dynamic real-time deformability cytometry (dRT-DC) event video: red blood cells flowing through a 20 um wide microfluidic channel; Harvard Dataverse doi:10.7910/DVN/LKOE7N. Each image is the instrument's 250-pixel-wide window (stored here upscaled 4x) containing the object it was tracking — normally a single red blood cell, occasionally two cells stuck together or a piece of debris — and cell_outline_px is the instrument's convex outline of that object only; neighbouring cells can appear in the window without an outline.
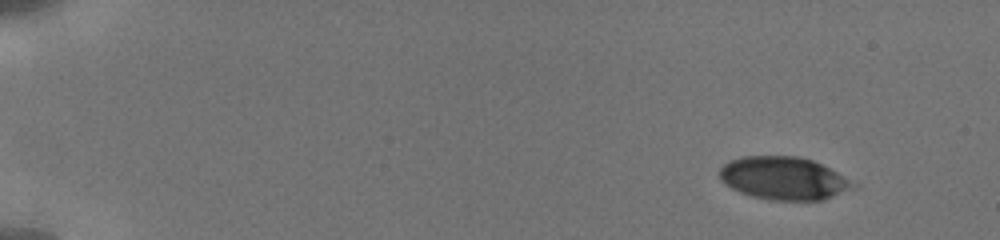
{"species": "human", "species_latin": "Homo sapiens", "temperature_condition": "cold", "stored_images_in_passage": 15, "camera_frame_rate_fps": 3000, "um_per_image_px": 0.085, "donor": {"sex": "male"}, "frame": {"image": 1, "passage_image": 2, "time_ms": 1.0, "image_size_px": [1000, 240], "cell_outline_px": [[856, 188], [820, 200], [772, 200], [752, 196], [740, 192], [732, 188], [720, 176], [720, 168], [728, 160], [744, 156], [800, 156], [812, 160], [836, 172], [856, 184]], "centroid_in_image_um": [66.61, 15.14], "position_along_channel_um": 18.4, "area_um2": 32.95}}
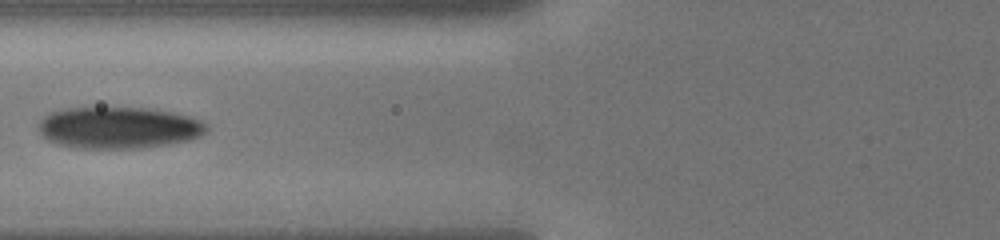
{"frame": {"image": 2, "passage_image": 11, "time_ms": 7.333, "image_size_px": [1000, 240], "cell_outline_px": [[208, 128], [200, 136], [188, 140], [168, 144], [140, 148], [80, 148], [56, 144], [48, 140], [40, 132], [40, 120], [44, 116], [52, 112], [68, 108], [148, 108], [172, 112], [188, 116], [200, 120], [208, 124]], "centroid_in_image_um": [10.1, 10.86], "position_along_channel_um": 115.7, "area_um2": 40.52}}
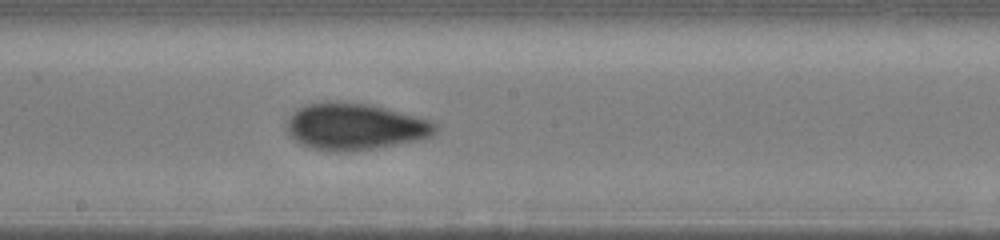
{"frame": {"image": 3, "passage_image": 15, "time_ms": 10.0, "image_size_px": [1000, 240], "cell_outline_px": [[436, 132], [428, 136], [412, 140], [372, 148], [348, 152], [332, 152], [312, 148], [300, 144], [288, 132], [284, 124], [284, 120], [296, 108], [304, 104], [324, 100], [336, 100], [368, 104], [432, 120], [436, 124]], "centroid_in_image_um": [30.04, 10.72], "position_along_channel_um": 218.2, "area_um2": 40.58}}